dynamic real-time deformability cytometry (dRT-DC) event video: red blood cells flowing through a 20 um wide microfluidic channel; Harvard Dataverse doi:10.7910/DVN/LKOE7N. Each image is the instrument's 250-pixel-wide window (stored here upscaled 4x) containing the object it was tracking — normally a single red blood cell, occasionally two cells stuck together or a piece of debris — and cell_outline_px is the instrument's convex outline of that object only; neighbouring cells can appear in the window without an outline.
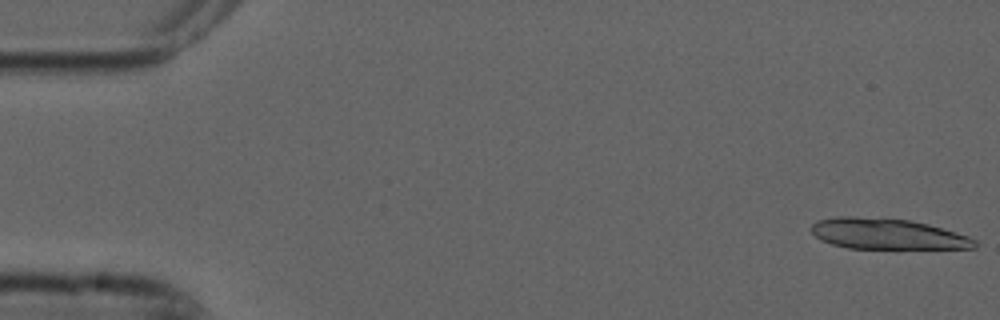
{"species": "common noctule bat (a hibernating species)", "species_latin": "Nyctalus noctula", "temperature_condition": "cold", "stored_images_in_passage": 16, "camera_frame_rate_fps": 3000, "um_per_image_px": 0.085, "animal": {"sex": "male", "forearm_length_mm": 52.5}, "frame": {"image": 1, "passage_image": 1, "time_ms": 0.0, "image_size_px": [1000, 320], "cell_outline_px": [[976, 248], [848, 248], [832, 244], [820, 240], [812, 232], [812, 224], [816, 220], [836, 216], [856, 216], [908, 220], [928, 224], [956, 232], [968, 236], [976, 240]], "centroid_in_image_um": [75.38, 19.87], "position_along_channel_um": 9.6, "area_um2": 29.13}}